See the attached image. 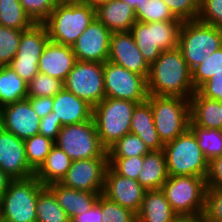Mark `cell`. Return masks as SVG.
Masks as SVG:
<instances>
[{
	"mask_svg": "<svg viewBox=\"0 0 222 222\" xmlns=\"http://www.w3.org/2000/svg\"><path fill=\"white\" fill-rule=\"evenodd\" d=\"M111 31L95 18L82 32L72 50L78 61H108Z\"/></svg>",
	"mask_w": 222,
	"mask_h": 222,
	"instance_id": "cell-14",
	"label": "cell"
},
{
	"mask_svg": "<svg viewBox=\"0 0 222 222\" xmlns=\"http://www.w3.org/2000/svg\"><path fill=\"white\" fill-rule=\"evenodd\" d=\"M173 15L181 21L196 20L200 10V0H163Z\"/></svg>",
	"mask_w": 222,
	"mask_h": 222,
	"instance_id": "cell-43",
	"label": "cell"
},
{
	"mask_svg": "<svg viewBox=\"0 0 222 222\" xmlns=\"http://www.w3.org/2000/svg\"><path fill=\"white\" fill-rule=\"evenodd\" d=\"M108 61L144 76L146 79L150 73V65L139 51L130 31L111 33Z\"/></svg>",
	"mask_w": 222,
	"mask_h": 222,
	"instance_id": "cell-16",
	"label": "cell"
},
{
	"mask_svg": "<svg viewBox=\"0 0 222 222\" xmlns=\"http://www.w3.org/2000/svg\"><path fill=\"white\" fill-rule=\"evenodd\" d=\"M83 1L91 4L94 8H96L97 6L109 2L110 0H83Z\"/></svg>",
	"mask_w": 222,
	"mask_h": 222,
	"instance_id": "cell-54",
	"label": "cell"
},
{
	"mask_svg": "<svg viewBox=\"0 0 222 222\" xmlns=\"http://www.w3.org/2000/svg\"><path fill=\"white\" fill-rule=\"evenodd\" d=\"M40 57L35 58H13L10 66L11 68L25 81L29 82L38 73V64Z\"/></svg>",
	"mask_w": 222,
	"mask_h": 222,
	"instance_id": "cell-45",
	"label": "cell"
},
{
	"mask_svg": "<svg viewBox=\"0 0 222 222\" xmlns=\"http://www.w3.org/2000/svg\"><path fill=\"white\" fill-rule=\"evenodd\" d=\"M103 69L104 63L77 60L64 88L94 107L105 98Z\"/></svg>",
	"mask_w": 222,
	"mask_h": 222,
	"instance_id": "cell-11",
	"label": "cell"
},
{
	"mask_svg": "<svg viewBox=\"0 0 222 222\" xmlns=\"http://www.w3.org/2000/svg\"><path fill=\"white\" fill-rule=\"evenodd\" d=\"M130 133L140 137L151 151H159L164 148L155 128L151 105L147 100L137 104L134 108Z\"/></svg>",
	"mask_w": 222,
	"mask_h": 222,
	"instance_id": "cell-23",
	"label": "cell"
},
{
	"mask_svg": "<svg viewBox=\"0 0 222 222\" xmlns=\"http://www.w3.org/2000/svg\"><path fill=\"white\" fill-rule=\"evenodd\" d=\"M161 190L179 216L202 217L207 190L206 178L191 175L169 176Z\"/></svg>",
	"mask_w": 222,
	"mask_h": 222,
	"instance_id": "cell-7",
	"label": "cell"
},
{
	"mask_svg": "<svg viewBox=\"0 0 222 222\" xmlns=\"http://www.w3.org/2000/svg\"><path fill=\"white\" fill-rule=\"evenodd\" d=\"M145 192L146 189L137 180L123 177L108 166L103 195L109 200L137 214L140 211Z\"/></svg>",
	"mask_w": 222,
	"mask_h": 222,
	"instance_id": "cell-17",
	"label": "cell"
},
{
	"mask_svg": "<svg viewBox=\"0 0 222 222\" xmlns=\"http://www.w3.org/2000/svg\"><path fill=\"white\" fill-rule=\"evenodd\" d=\"M108 158H89L72 161L66 176L60 182L76 190L103 194Z\"/></svg>",
	"mask_w": 222,
	"mask_h": 222,
	"instance_id": "cell-13",
	"label": "cell"
},
{
	"mask_svg": "<svg viewBox=\"0 0 222 222\" xmlns=\"http://www.w3.org/2000/svg\"><path fill=\"white\" fill-rule=\"evenodd\" d=\"M207 188H222V155L209 162Z\"/></svg>",
	"mask_w": 222,
	"mask_h": 222,
	"instance_id": "cell-48",
	"label": "cell"
},
{
	"mask_svg": "<svg viewBox=\"0 0 222 222\" xmlns=\"http://www.w3.org/2000/svg\"><path fill=\"white\" fill-rule=\"evenodd\" d=\"M173 222H202V217L178 216Z\"/></svg>",
	"mask_w": 222,
	"mask_h": 222,
	"instance_id": "cell-52",
	"label": "cell"
},
{
	"mask_svg": "<svg viewBox=\"0 0 222 222\" xmlns=\"http://www.w3.org/2000/svg\"><path fill=\"white\" fill-rule=\"evenodd\" d=\"M54 145L55 141L41 134H36L24 140L26 159L29 167L34 172L44 163Z\"/></svg>",
	"mask_w": 222,
	"mask_h": 222,
	"instance_id": "cell-33",
	"label": "cell"
},
{
	"mask_svg": "<svg viewBox=\"0 0 222 222\" xmlns=\"http://www.w3.org/2000/svg\"><path fill=\"white\" fill-rule=\"evenodd\" d=\"M150 152L141 138L133 133H127L107 150L108 158H130Z\"/></svg>",
	"mask_w": 222,
	"mask_h": 222,
	"instance_id": "cell-34",
	"label": "cell"
},
{
	"mask_svg": "<svg viewBox=\"0 0 222 222\" xmlns=\"http://www.w3.org/2000/svg\"><path fill=\"white\" fill-rule=\"evenodd\" d=\"M72 161L89 158H108L107 150L100 142L94 119L65 125L61 128L55 141Z\"/></svg>",
	"mask_w": 222,
	"mask_h": 222,
	"instance_id": "cell-10",
	"label": "cell"
},
{
	"mask_svg": "<svg viewBox=\"0 0 222 222\" xmlns=\"http://www.w3.org/2000/svg\"><path fill=\"white\" fill-rule=\"evenodd\" d=\"M163 150L169 176L191 175L207 179L209 161L189 128L173 141L166 143Z\"/></svg>",
	"mask_w": 222,
	"mask_h": 222,
	"instance_id": "cell-5",
	"label": "cell"
},
{
	"mask_svg": "<svg viewBox=\"0 0 222 222\" xmlns=\"http://www.w3.org/2000/svg\"><path fill=\"white\" fill-rule=\"evenodd\" d=\"M168 177L164 150L151 151L144 155L143 167L137 181L146 190L161 189Z\"/></svg>",
	"mask_w": 222,
	"mask_h": 222,
	"instance_id": "cell-26",
	"label": "cell"
},
{
	"mask_svg": "<svg viewBox=\"0 0 222 222\" xmlns=\"http://www.w3.org/2000/svg\"><path fill=\"white\" fill-rule=\"evenodd\" d=\"M137 222H173L179 215L171 208L161 189L146 190Z\"/></svg>",
	"mask_w": 222,
	"mask_h": 222,
	"instance_id": "cell-25",
	"label": "cell"
},
{
	"mask_svg": "<svg viewBox=\"0 0 222 222\" xmlns=\"http://www.w3.org/2000/svg\"><path fill=\"white\" fill-rule=\"evenodd\" d=\"M0 169L12 180L26 179L35 175L29 167L24 140L0 126Z\"/></svg>",
	"mask_w": 222,
	"mask_h": 222,
	"instance_id": "cell-18",
	"label": "cell"
},
{
	"mask_svg": "<svg viewBox=\"0 0 222 222\" xmlns=\"http://www.w3.org/2000/svg\"><path fill=\"white\" fill-rule=\"evenodd\" d=\"M105 97L145 102L148 98L147 79L110 61L104 63Z\"/></svg>",
	"mask_w": 222,
	"mask_h": 222,
	"instance_id": "cell-12",
	"label": "cell"
},
{
	"mask_svg": "<svg viewBox=\"0 0 222 222\" xmlns=\"http://www.w3.org/2000/svg\"><path fill=\"white\" fill-rule=\"evenodd\" d=\"M45 188L35 176L12 180L0 196V222H36V201Z\"/></svg>",
	"mask_w": 222,
	"mask_h": 222,
	"instance_id": "cell-3",
	"label": "cell"
},
{
	"mask_svg": "<svg viewBox=\"0 0 222 222\" xmlns=\"http://www.w3.org/2000/svg\"><path fill=\"white\" fill-rule=\"evenodd\" d=\"M189 103V125L222 130V108H220V101L202 97L195 91L190 97Z\"/></svg>",
	"mask_w": 222,
	"mask_h": 222,
	"instance_id": "cell-24",
	"label": "cell"
},
{
	"mask_svg": "<svg viewBox=\"0 0 222 222\" xmlns=\"http://www.w3.org/2000/svg\"><path fill=\"white\" fill-rule=\"evenodd\" d=\"M46 187L54 194L70 221L75 216L88 211L97 202L100 195L95 192L69 188L60 182L49 184Z\"/></svg>",
	"mask_w": 222,
	"mask_h": 222,
	"instance_id": "cell-21",
	"label": "cell"
},
{
	"mask_svg": "<svg viewBox=\"0 0 222 222\" xmlns=\"http://www.w3.org/2000/svg\"><path fill=\"white\" fill-rule=\"evenodd\" d=\"M137 104L130 100L105 97L93 107L92 118L100 142L106 150L130 133L132 115Z\"/></svg>",
	"mask_w": 222,
	"mask_h": 222,
	"instance_id": "cell-4",
	"label": "cell"
},
{
	"mask_svg": "<svg viewBox=\"0 0 222 222\" xmlns=\"http://www.w3.org/2000/svg\"><path fill=\"white\" fill-rule=\"evenodd\" d=\"M76 61L71 46L61 45L49 40L39 59L38 70L40 73L65 82Z\"/></svg>",
	"mask_w": 222,
	"mask_h": 222,
	"instance_id": "cell-19",
	"label": "cell"
},
{
	"mask_svg": "<svg viewBox=\"0 0 222 222\" xmlns=\"http://www.w3.org/2000/svg\"><path fill=\"white\" fill-rule=\"evenodd\" d=\"M183 21L138 22L132 33L139 51L151 65L163 51L178 47L179 32Z\"/></svg>",
	"mask_w": 222,
	"mask_h": 222,
	"instance_id": "cell-9",
	"label": "cell"
},
{
	"mask_svg": "<svg viewBox=\"0 0 222 222\" xmlns=\"http://www.w3.org/2000/svg\"><path fill=\"white\" fill-rule=\"evenodd\" d=\"M62 127L60 120H57L53 116V112H50L46 117L40 119L39 134L56 141Z\"/></svg>",
	"mask_w": 222,
	"mask_h": 222,
	"instance_id": "cell-47",
	"label": "cell"
},
{
	"mask_svg": "<svg viewBox=\"0 0 222 222\" xmlns=\"http://www.w3.org/2000/svg\"><path fill=\"white\" fill-rule=\"evenodd\" d=\"M22 31L0 26V66L10 65L17 53Z\"/></svg>",
	"mask_w": 222,
	"mask_h": 222,
	"instance_id": "cell-38",
	"label": "cell"
},
{
	"mask_svg": "<svg viewBox=\"0 0 222 222\" xmlns=\"http://www.w3.org/2000/svg\"><path fill=\"white\" fill-rule=\"evenodd\" d=\"M31 103L34 112L39 118L46 117L53 109V97H27Z\"/></svg>",
	"mask_w": 222,
	"mask_h": 222,
	"instance_id": "cell-49",
	"label": "cell"
},
{
	"mask_svg": "<svg viewBox=\"0 0 222 222\" xmlns=\"http://www.w3.org/2000/svg\"><path fill=\"white\" fill-rule=\"evenodd\" d=\"M36 222H70L65 210L47 187L36 201Z\"/></svg>",
	"mask_w": 222,
	"mask_h": 222,
	"instance_id": "cell-30",
	"label": "cell"
},
{
	"mask_svg": "<svg viewBox=\"0 0 222 222\" xmlns=\"http://www.w3.org/2000/svg\"><path fill=\"white\" fill-rule=\"evenodd\" d=\"M53 116L63 126L80 124L92 119L93 107L63 88L53 97Z\"/></svg>",
	"mask_w": 222,
	"mask_h": 222,
	"instance_id": "cell-20",
	"label": "cell"
},
{
	"mask_svg": "<svg viewBox=\"0 0 222 222\" xmlns=\"http://www.w3.org/2000/svg\"><path fill=\"white\" fill-rule=\"evenodd\" d=\"M96 18V9L82 0L58 2L43 22L50 41L71 46Z\"/></svg>",
	"mask_w": 222,
	"mask_h": 222,
	"instance_id": "cell-2",
	"label": "cell"
},
{
	"mask_svg": "<svg viewBox=\"0 0 222 222\" xmlns=\"http://www.w3.org/2000/svg\"><path fill=\"white\" fill-rule=\"evenodd\" d=\"M72 160L58 146L54 145L44 163L35 172V177L44 185L61 182L71 166Z\"/></svg>",
	"mask_w": 222,
	"mask_h": 222,
	"instance_id": "cell-27",
	"label": "cell"
},
{
	"mask_svg": "<svg viewBox=\"0 0 222 222\" xmlns=\"http://www.w3.org/2000/svg\"><path fill=\"white\" fill-rule=\"evenodd\" d=\"M123 1L135 9L137 6H141L142 3L146 0H123Z\"/></svg>",
	"mask_w": 222,
	"mask_h": 222,
	"instance_id": "cell-53",
	"label": "cell"
},
{
	"mask_svg": "<svg viewBox=\"0 0 222 222\" xmlns=\"http://www.w3.org/2000/svg\"><path fill=\"white\" fill-rule=\"evenodd\" d=\"M147 101L151 105L156 131L164 145L189 128V99L149 94Z\"/></svg>",
	"mask_w": 222,
	"mask_h": 222,
	"instance_id": "cell-8",
	"label": "cell"
},
{
	"mask_svg": "<svg viewBox=\"0 0 222 222\" xmlns=\"http://www.w3.org/2000/svg\"><path fill=\"white\" fill-rule=\"evenodd\" d=\"M202 222H222V188H207Z\"/></svg>",
	"mask_w": 222,
	"mask_h": 222,
	"instance_id": "cell-40",
	"label": "cell"
},
{
	"mask_svg": "<svg viewBox=\"0 0 222 222\" xmlns=\"http://www.w3.org/2000/svg\"><path fill=\"white\" fill-rule=\"evenodd\" d=\"M63 88V81L39 72L28 82L27 97H54Z\"/></svg>",
	"mask_w": 222,
	"mask_h": 222,
	"instance_id": "cell-37",
	"label": "cell"
},
{
	"mask_svg": "<svg viewBox=\"0 0 222 222\" xmlns=\"http://www.w3.org/2000/svg\"><path fill=\"white\" fill-rule=\"evenodd\" d=\"M109 166L119 175L137 180L143 167L144 156L130 158H108Z\"/></svg>",
	"mask_w": 222,
	"mask_h": 222,
	"instance_id": "cell-42",
	"label": "cell"
},
{
	"mask_svg": "<svg viewBox=\"0 0 222 222\" xmlns=\"http://www.w3.org/2000/svg\"><path fill=\"white\" fill-rule=\"evenodd\" d=\"M192 83L195 91L214 74L222 72V47L208 55V58L192 71Z\"/></svg>",
	"mask_w": 222,
	"mask_h": 222,
	"instance_id": "cell-36",
	"label": "cell"
},
{
	"mask_svg": "<svg viewBox=\"0 0 222 222\" xmlns=\"http://www.w3.org/2000/svg\"><path fill=\"white\" fill-rule=\"evenodd\" d=\"M189 129L194 133L200 149L209 162L222 155V130L197 125H189Z\"/></svg>",
	"mask_w": 222,
	"mask_h": 222,
	"instance_id": "cell-32",
	"label": "cell"
},
{
	"mask_svg": "<svg viewBox=\"0 0 222 222\" xmlns=\"http://www.w3.org/2000/svg\"><path fill=\"white\" fill-rule=\"evenodd\" d=\"M33 24L19 0H0V26L26 30Z\"/></svg>",
	"mask_w": 222,
	"mask_h": 222,
	"instance_id": "cell-31",
	"label": "cell"
},
{
	"mask_svg": "<svg viewBox=\"0 0 222 222\" xmlns=\"http://www.w3.org/2000/svg\"><path fill=\"white\" fill-rule=\"evenodd\" d=\"M102 222H137L136 214L101 194Z\"/></svg>",
	"mask_w": 222,
	"mask_h": 222,
	"instance_id": "cell-39",
	"label": "cell"
},
{
	"mask_svg": "<svg viewBox=\"0 0 222 222\" xmlns=\"http://www.w3.org/2000/svg\"><path fill=\"white\" fill-rule=\"evenodd\" d=\"M0 126L25 140L39 134L40 118L26 98L0 108Z\"/></svg>",
	"mask_w": 222,
	"mask_h": 222,
	"instance_id": "cell-15",
	"label": "cell"
},
{
	"mask_svg": "<svg viewBox=\"0 0 222 222\" xmlns=\"http://www.w3.org/2000/svg\"><path fill=\"white\" fill-rule=\"evenodd\" d=\"M197 20L222 29V0H200Z\"/></svg>",
	"mask_w": 222,
	"mask_h": 222,
	"instance_id": "cell-44",
	"label": "cell"
},
{
	"mask_svg": "<svg viewBox=\"0 0 222 222\" xmlns=\"http://www.w3.org/2000/svg\"><path fill=\"white\" fill-rule=\"evenodd\" d=\"M147 88L154 96L190 99L194 94L192 72L178 47L163 51L150 65Z\"/></svg>",
	"mask_w": 222,
	"mask_h": 222,
	"instance_id": "cell-1",
	"label": "cell"
},
{
	"mask_svg": "<svg viewBox=\"0 0 222 222\" xmlns=\"http://www.w3.org/2000/svg\"><path fill=\"white\" fill-rule=\"evenodd\" d=\"M49 40L45 25L34 23L30 28L22 31L20 44L14 58L41 57Z\"/></svg>",
	"mask_w": 222,
	"mask_h": 222,
	"instance_id": "cell-29",
	"label": "cell"
},
{
	"mask_svg": "<svg viewBox=\"0 0 222 222\" xmlns=\"http://www.w3.org/2000/svg\"><path fill=\"white\" fill-rule=\"evenodd\" d=\"M34 23H43L58 4L57 0H19Z\"/></svg>",
	"mask_w": 222,
	"mask_h": 222,
	"instance_id": "cell-41",
	"label": "cell"
},
{
	"mask_svg": "<svg viewBox=\"0 0 222 222\" xmlns=\"http://www.w3.org/2000/svg\"><path fill=\"white\" fill-rule=\"evenodd\" d=\"M27 85L10 65L0 66V108L26 99Z\"/></svg>",
	"mask_w": 222,
	"mask_h": 222,
	"instance_id": "cell-28",
	"label": "cell"
},
{
	"mask_svg": "<svg viewBox=\"0 0 222 222\" xmlns=\"http://www.w3.org/2000/svg\"><path fill=\"white\" fill-rule=\"evenodd\" d=\"M135 16L138 22H165L181 21L170 11L163 0H146L141 6L135 8Z\"/></svg>",
	"mask_w": 222,
	"mask_h": 222,
	"instance_id": "cell-35",
	"label": "cell"
},
{
	"mask_svg": "<svg viewBox=\"0 0 222 222\" xmlns=\"http://www.w3.org/2000/svg\"><path fill=\"white\" fill-rule=\"evenodd\" d=\"M202 97L222 101V72L214 74L196 90Z\"/></svg>",
	"mask_w": 222,
	"mask_h": 222,
	"instance_id": "cell-46",
	"label": "cell"
},
{
	"mask_svg": "<svg viewBox=\"0 0 222 222\" xmlns=\"http://www.w3.org/2000/svg\"><path fill=\"white\" fill-rule=\"evenodd\" d=\"M12 179L0 169V196L7 190Z\"/></svg>",
	"mask_w": 222,
	"mask_h": 222,
	"instance_id": "cell-51",
	"label": "cell"
},
{
	"mask_svg": "<svg viewBox=\"0 0 222 222\" xmlns=\"http://www.w3.org/2000/svg\"><path fill=\"white\" fill-rule=\"evenodd\" d=\"M101 194L97 202L84 214L75 216L70 222H102Z\"/></svg>",
	"mask_w": 222,
	"mask_h": 222,
	"instance_id": "cell-50",
	"label": "cell"
},
{
	"mask_svg": "<svg viewBox=\"0 0 222 222\" xmlns=\"http://www.w3.org/2000/svg\"><path fill=\"white\" fill-rule=\"evenodd\" d=\"M221 47L222 29L197 19L183 21L178 48L191 71Z\"/></svg>",
	"mask_w": 222,
	"mask_h": 222,
	"instance_id": "cell-6",
	"label": "cell"
},
{
	"mask_svg": "<svg viewBox=\"0 0 222 222\" xmlns=\"http://www.w3.org/2000/svg\"><path fill=\"white\" fill-rule=\"evenodd\" d=\"M58 2H66V1H71V0H57Z\"/></svg>",
	"mask_w": 222,
	"mask_h": 222,
	"instance_id": "cell-55",
	"label": "cell"
},
{
	"mask_svg": "<svg viewBox=\"0 0 222 222\" xmlns=\"http://www.w3.org/2000/svg\"><path fill=\"white\" fill-rule=\"evenodd\" d=\"M95 9L96 18L112 33L129 32L137 21L135 9L123 0H110Z\"/></svg>",
	"mask_w": 222,
	"mask_h": 222,
	"instance_id": "cell-22",
	"label": "cell"
}]
</instances>
